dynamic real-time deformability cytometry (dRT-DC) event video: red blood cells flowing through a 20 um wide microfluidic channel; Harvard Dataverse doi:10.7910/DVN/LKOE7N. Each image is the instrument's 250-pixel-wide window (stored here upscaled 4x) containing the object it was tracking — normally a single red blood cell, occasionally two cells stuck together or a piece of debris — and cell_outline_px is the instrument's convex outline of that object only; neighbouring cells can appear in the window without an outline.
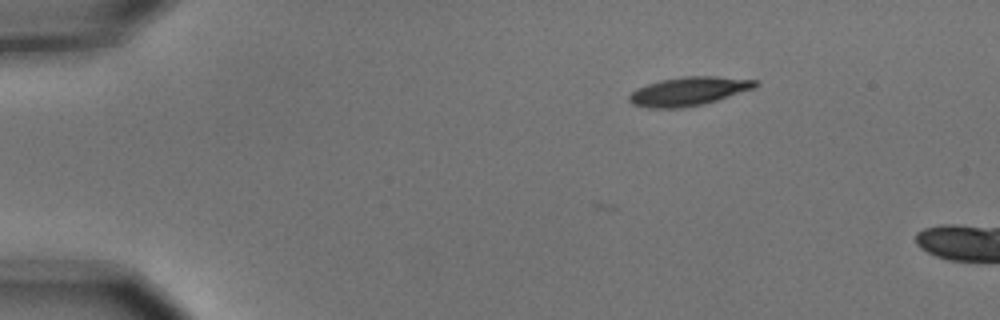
{"species": "common noctule bat (a hibernating species)", "species_latin": "Nyctalus noctula", "temperature_condition": "cold", "stored_images_in_passage": 6, "camera_frame_rate_fps": 3000, "um_per_image_px": 0.085, "animal": {"sex": "male", "body_mass_g": 15.6}, "frame": {"image": 1, "passage_image": 4, "time_ms": 1.0, "image_size_px": [1000, 320], "cell_outline_px": [[760, 84], [756, 88], [704, 104], [684, 108], [648, 108], [632, 104], [628, 100], [628, 96], [636, 88], [660, 80], [684, 76], [716, 76], [760, 80]], "centroid_in_image_um": [58.57, 7.76], "position_along_channel_um": 26.4, "area_um2": 21.39}}